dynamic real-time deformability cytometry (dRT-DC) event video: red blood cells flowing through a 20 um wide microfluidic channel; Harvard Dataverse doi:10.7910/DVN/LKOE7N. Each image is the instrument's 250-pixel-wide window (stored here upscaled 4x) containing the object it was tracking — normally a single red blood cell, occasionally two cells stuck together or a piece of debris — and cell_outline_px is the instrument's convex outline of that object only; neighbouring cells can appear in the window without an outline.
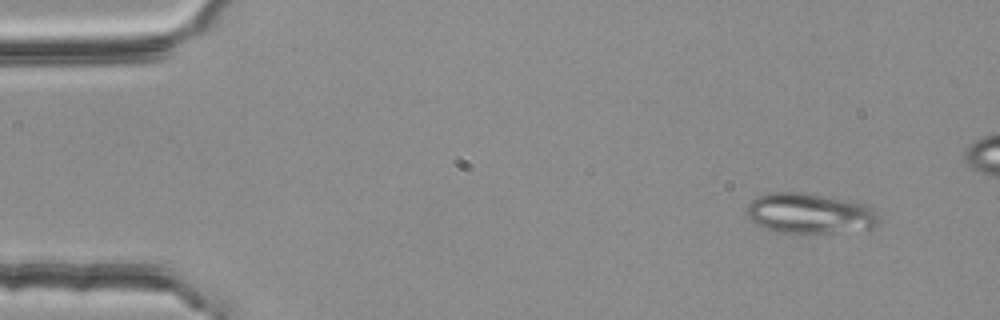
{"species": "common noctule bat (a hibernating species)", "species_latin": "Nyctalus noctula", "temperature_condition": "room temperature", "stored_images_in_passage": 5, "segment_of_instrument_passage": [1, 2], "camera_frame_rate_fps": 3000, "um_per_image_px": 0.085, "animal": {"sex": "female", "body_mass_g": 25.1}, "frame": {"image": 1, "passage_image": 1, "time_ms": 0.0, "image_size_px": [1000, 320], "cell_outline_px": [[880, 220], [872, 228], [832, 232], [776, 232], [756, 224], [748, 216], [748, 204], [756, 196], [772, 192], [804, 192], [852, 200], [868, 204], [880, 216]], "centroid_in_image_um": [68.86, 18.11], "position_along_channel_um": 16.1, "area_um2": 31.04}}